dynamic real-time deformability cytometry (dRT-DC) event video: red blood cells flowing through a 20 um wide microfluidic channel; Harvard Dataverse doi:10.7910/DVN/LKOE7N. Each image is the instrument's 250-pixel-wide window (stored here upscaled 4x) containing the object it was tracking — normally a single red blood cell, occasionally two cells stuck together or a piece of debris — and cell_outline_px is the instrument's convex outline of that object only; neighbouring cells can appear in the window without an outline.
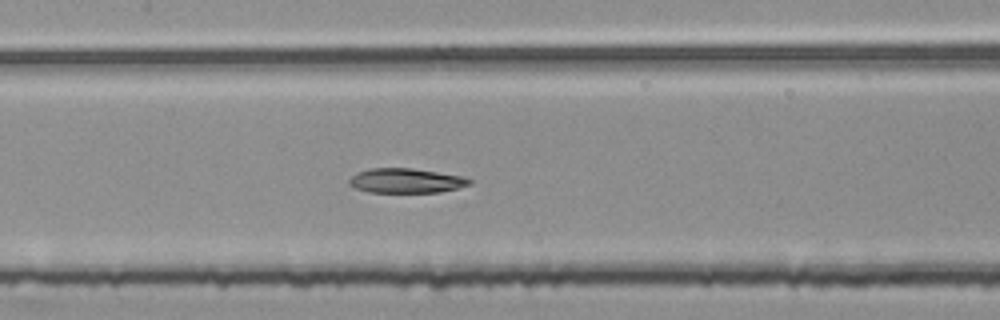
{"species": "common noctule bat (a hibernating species)", "species_latin": "Nyctalus noctula", "temperature_condition": "room temperature", "stored_images_in_passage": 52, "segment_of_instrument_passage": [2, 2], "camera_frame_rate_fps": 3000, "um_per_image_px": 0.085, "animal": {"sex": "female", "body_mass_g": 25.1}, "frame": {"image": 1, "passage_image": 25, "time_ms": 8.0, "image_size_px": [1000, 320], "cell_outline_px": [[472, 184], [440, 192], [368, 192], [356, 188], [348, 184], [348, 180], [356, 172], [372, 168], [412, 168], [464, 176], [472, 180]], "centroid_in_image_um": [34.51, 15.35], "position_along_channel_um": 172.9, "area_um2": 17.28}}
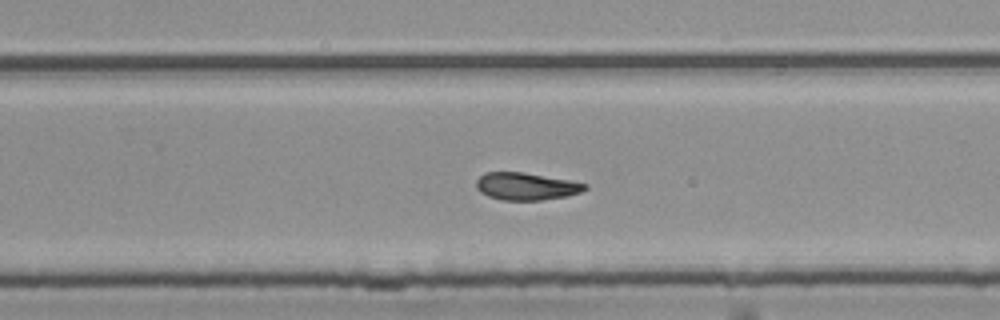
{"frame": {"image": 2, "passage_image": 34, "time_ms": 11.0, "image_size_px": [1000, 320], "cell_outline_px": [[588, 188], [580, 192], [564, 196], [540, 200], [504, 200], [488, 196], [480, 192], [476, 188], [476, 180], [484, 172], [524, 172], [568, 180], [588, 184]], "centroid_in_image_um": [44.69, 15.83], "position_along_channel_um": 285.1, "area_um2": 17.22}}
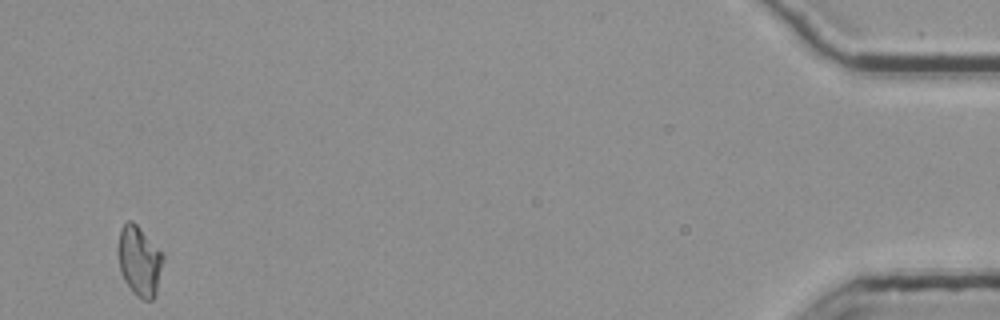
{"frame": {"image": 3, "passage_image": 52, "time_ms": 17.0, "image_size_px": [1000, 320], "cell_outline_px": [[164, 260], [156, 292], [152, 300], [144, 300], [136, 296], [132, 292], [124, 280], [120, 272], [116, 252], [116, 248], [120, 228], [128, 220], [132, 220], [136, 224], [164, 256]], "centroid_in_image_um": [11.8, 22.19], "position_along_channel_um": 423.4, "area_um2": 18.5}}